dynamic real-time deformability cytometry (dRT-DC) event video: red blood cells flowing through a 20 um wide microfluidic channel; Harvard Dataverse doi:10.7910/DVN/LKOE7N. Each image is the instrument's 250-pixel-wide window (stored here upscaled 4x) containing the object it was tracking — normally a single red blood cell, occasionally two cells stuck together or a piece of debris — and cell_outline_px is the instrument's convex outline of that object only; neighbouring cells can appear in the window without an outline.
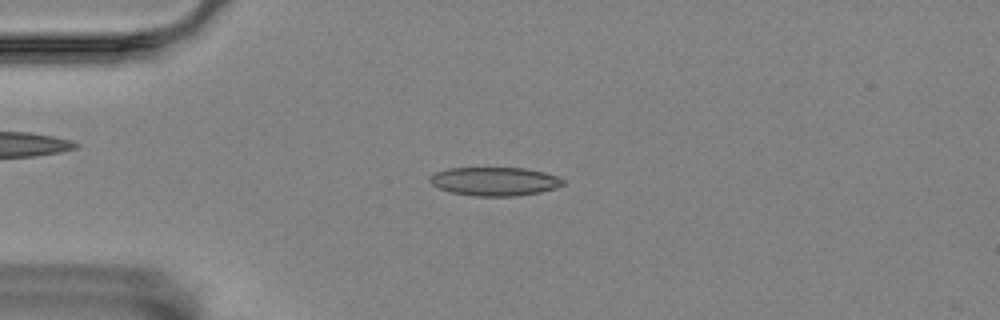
{"species": "Egyptian fruit bat (a non-hibernating species)", "species_latin": "Rousettus aegyptiacus", "temperature_condition": "room temperature", "stored_images_in_passage": 49, "camera_frame_rate_fps": 3000, "um_per_image_px": 0.085, "animal": {"sex": "female"}, "frame": {"image": 1, "passage_image": 6, "time_ms": 1.667, "image_size_px": [1000, 320], "cell_outline_px": [[564, 184], [556, 188], [540, 192], [516, 196], [476, 196], [452, 192], [440, 188], [432, 184], [428, 180], [428, 176], [436, 172], [448, 168], [524, 168], [544, 172], [556, 176], [564, 180]], "centroid_in_image_um": [42.04, 15.41], "position_along_channel_um": 43.0, "area_um2": 22.14}}
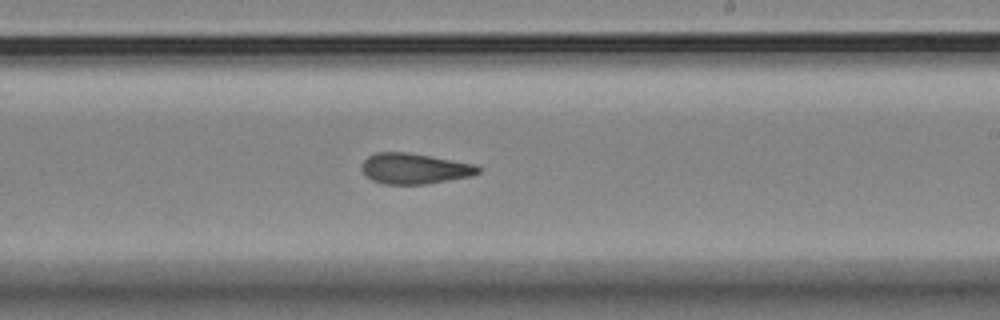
{"frame": {"image": 2, "passage_image": 26, "time_ms": 8.333, "image_size_px": [1000, 320], "cell_outline_px": [[484, 168], [480, 172], [472, 176], [428, 184], [384, 184], [372, 180], [360, 168], [364, 160], [368, 156], [376, 152], [408, 152], [476, 164]], "centroid_in_image_um": [35.28, 14.33], "position_along_channel_um": 253.7, "area_um2": 20.98}}
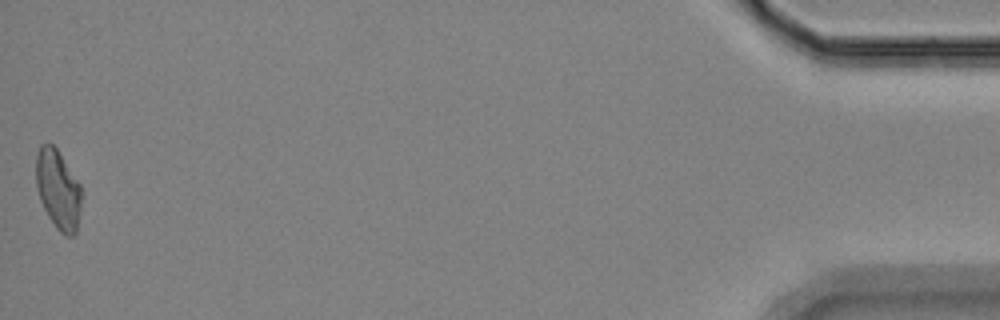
{"frame": {"image": 3, "passage_image": 49, "time_ms": 16.0, "image_size_px": [1000, 320], "cell_outline_px": [[80, 208], [76, 232], [72, 236], [64, 236], [56, 228], [48, 216], [40, 200], [36, 188], [36, 156], [40, 144], [52, 144], [56, 148], [80, 184]], "centroid_in_image_um": [4.91, 16.12], "position_along_channel_um": 430.3, "area_um2": 20.81}, "authors_computed_cell_mechanics": {"area_um2": 21.0392, "velocity_mm_per_s": 3.4823, "shape_relaxation_time_tau1_ms": null, "shape_relaxation_time_tau2_ms": 2.4522, "deformation_change_tau1": null, "deformation_change_tau2": 0.1072}}